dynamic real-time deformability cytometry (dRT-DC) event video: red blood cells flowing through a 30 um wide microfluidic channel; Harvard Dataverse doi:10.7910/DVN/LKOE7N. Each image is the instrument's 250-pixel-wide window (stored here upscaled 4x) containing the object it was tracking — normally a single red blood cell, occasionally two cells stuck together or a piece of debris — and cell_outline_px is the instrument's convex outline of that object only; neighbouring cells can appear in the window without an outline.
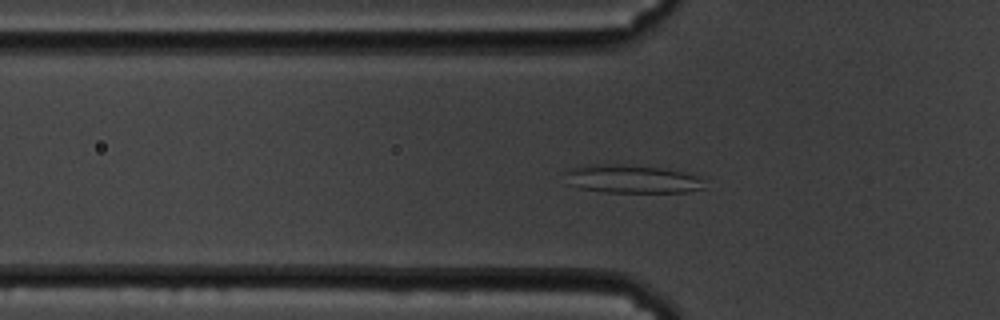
{"species": "common noctule bat (a hibernating species)", "species_latin": "Nyctalus noctula", "temperature_condition": "cold", "stored_images_in_passage": 57, "camera_frame_rate_fps": 3000, "um_per_image_px": 0.085, "animal": {"sex": "male", "body_mass_g": 19.5, "forearm_length_mm": 54.6}, "frame": {"image": 1, "passage_image": 18, "time_ms": 5.667, "image_size_px": [1000, 320], "cell_outline_px": [[704, 188], [684, 192], [604, 192], [580, 188], [568, 184], [564, 172], [568, 168], [580, 164], [624, 164], [660, 168], [700, 176]], "centroid_in_image_um": [53.6, 15.2], "position_along_channel_um": 72.2, "area_um2": 23.06}}
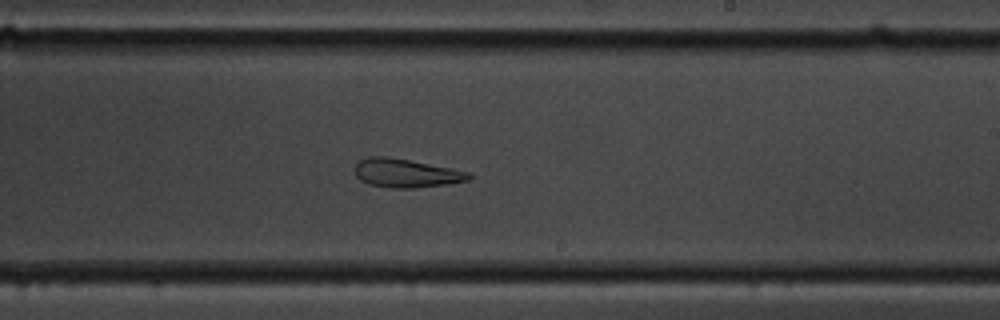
{"frame": {"image": 2, "passage_image": 34, "time_ms": 11.0, "image_size_px": [1000, 320], "cell_outline_px": [[472, 176], [468, 180], [448, 184], [416, 188], [388, 188], [368, 184], [360, 180], [356, 176], [356, 164], [360, 160], [368, 156], [384, 156], [408, 160], [452, 168], [472, 172]], "centroid_in_image_um": [34.53, 14.73], "position_along_channel_um": 254.5, "area_um2": 19.07}}
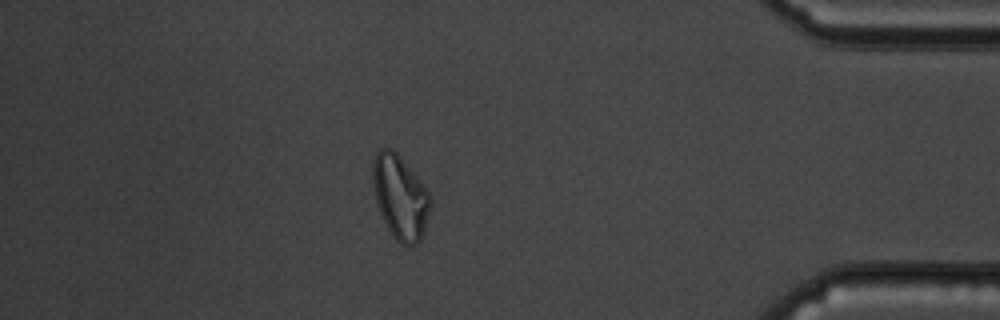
{"frame": {"image": 3, "passage_image": 50, "time_ms": 16.333, "image_size_px": [1000, 320], "cell_outline_px": [[432, 200], [424, 232], [420, 240], [416, 244], [400, 244], [392, 236], [380, 212], [376, 200], [372, 180], [372, 160], [376, 152], [380, 148], [392, 148], [400, 156], [428, 192]], "centroid_in_image_um": [34.0, 16.74], "position_along_channel_um": 401.2, "area_um2": 27.92}, "authors_computed_cell_mechanics": {"area_um2": 25.0274, "velocity_mm_per_s": 3.4259, "shape_relaxation_time_tau1_ms": null, "shape_relaxation_time_tau2_ms": 1.2373, "deformation_change_tau1": null, "deformation_change_tau2": 0.0855}}